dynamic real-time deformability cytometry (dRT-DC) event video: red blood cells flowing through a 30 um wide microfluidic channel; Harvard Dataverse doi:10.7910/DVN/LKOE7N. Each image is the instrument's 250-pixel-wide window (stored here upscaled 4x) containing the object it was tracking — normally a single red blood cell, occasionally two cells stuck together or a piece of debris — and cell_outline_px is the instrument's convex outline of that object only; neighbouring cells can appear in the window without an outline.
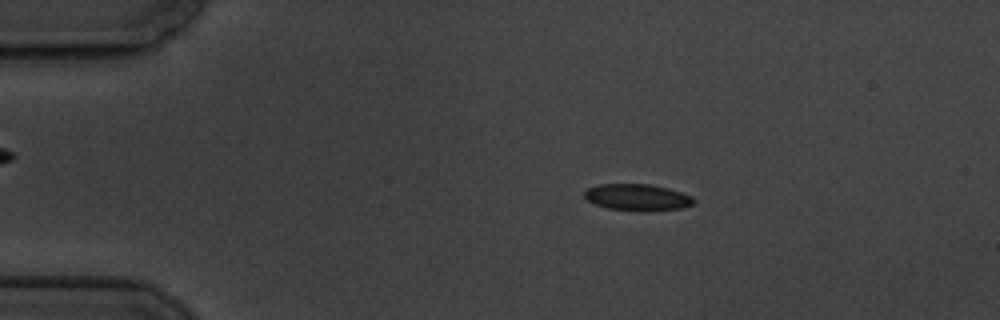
{"species": "common noctule bat (a hibernating species)", "species_latin": "Nyctalus noctula", "temperature_condition": "cold", "stored_images_in_passage": 6, "camera_frame_rate_fps": 3000, "um_per_image_px": 0.085, "animal": {"sex": "male", "body_mass_g": 19.5, "forearm_length_mm": 54.6}, "frame": {"image": 1, "passage_image": 3, "time_ms": 2.0, "image_size_px": [1000, 320], "cell_outline_px": [[696, 200], [692, 204], [680, 208], [644, 212], [608, 208], [596, 204], [588, 200], [584, 196], [584, 192], [588, 188], [600, 184], [648, 184], [668, 188], [692, 196]], "centroid_in_image_um": [54.18, 16.77], "position_along_channel_um": 30.8, "area_um2": 16.88}}
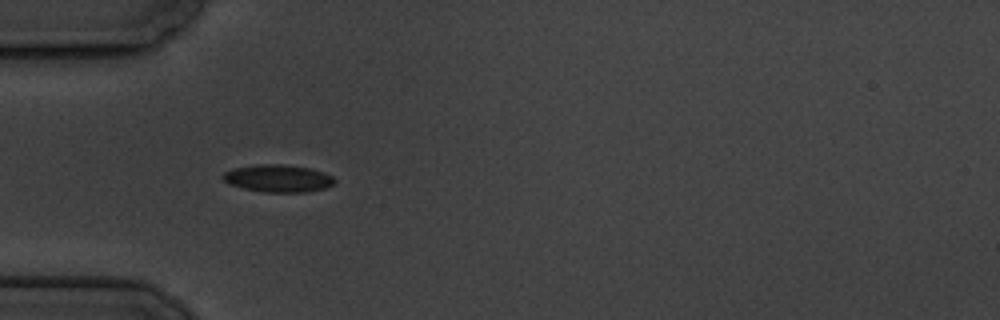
{"frame": {"image": 2, "passage_image": 5, "time_ms": 4.333, "image_size_px": [1000, 320], "cell_outline_px": [[336, 184], [324, 188], [304, 192], [264, 192], [244, 188], [228, 184], [220, 176], [224, 172], [232, 168], [260, 164], [284, 164], [312, 168], [324, 172], [332, 176], [336, 180]], "centroid_in_image_um": [23.64, 15.15], "position_along_channel_um": 61.4, "area_um2": 18.03}}
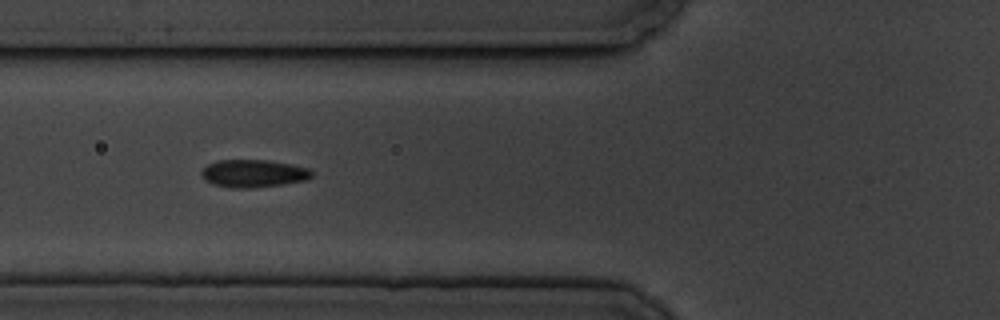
{"frame": {"image": 3, "passage_image": 6, "time_ms": 5.667, "image_size_px": [1000, 320], "cell_outline_px": [[312, 176], [308, 180], [252, 188], [228, 188], [212, 184], [204, 180], [200, 172], [208, 164], [216, 160], [268, 160], [292, 164], [308, 168], [312, 172]], "centroid_in_image_um": [21.51, 14.74], "position_along_channel_um": 104.3, "area_um2": 17.92}}